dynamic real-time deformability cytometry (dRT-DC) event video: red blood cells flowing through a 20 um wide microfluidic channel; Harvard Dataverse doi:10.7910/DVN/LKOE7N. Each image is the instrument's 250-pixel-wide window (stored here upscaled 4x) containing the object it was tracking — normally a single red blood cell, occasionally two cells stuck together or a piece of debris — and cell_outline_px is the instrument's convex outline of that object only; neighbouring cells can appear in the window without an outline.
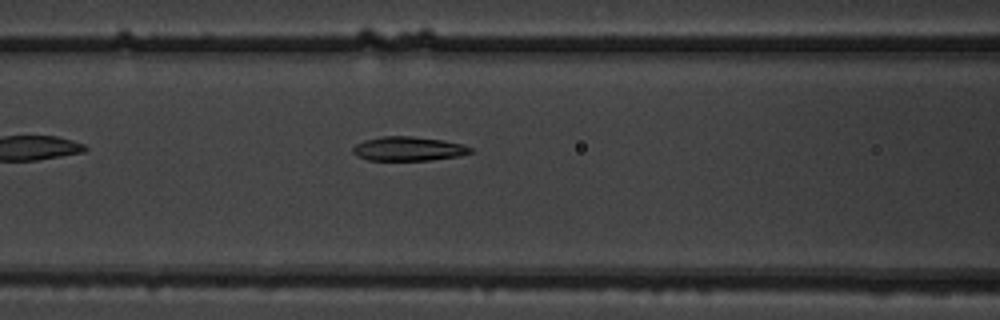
{"species": "common noctule bat (a hibernating species)", "species_latin": "Nyctalus noctula", "temperature_condition": "warm", "stored_images_in_passage": 38, "camera_frame_rate_fps": 3000, "um_per_image_px": 0.085, "animal": {"sex": "male", "body_mass_g": 19.5, "forearm_length_mm": 54.6}, "frame": {"image": 1, "passage_image": 7, "time_ms": 2.0, "image_size_px": [1000, 320], "cell_outline_px": [[472, 152], [460, 156], [428, 160], [368, 160], [356, 156], [352, 152], [352, 148], [356, 144], [364, 140], [380, 136], [412, 136], [444, 140], [460, 144], [472, 148]], "centroid_in_image_um": [34.68, 12.64], "position_along_channel_um": 131.9, "area_um2": 16.59}}
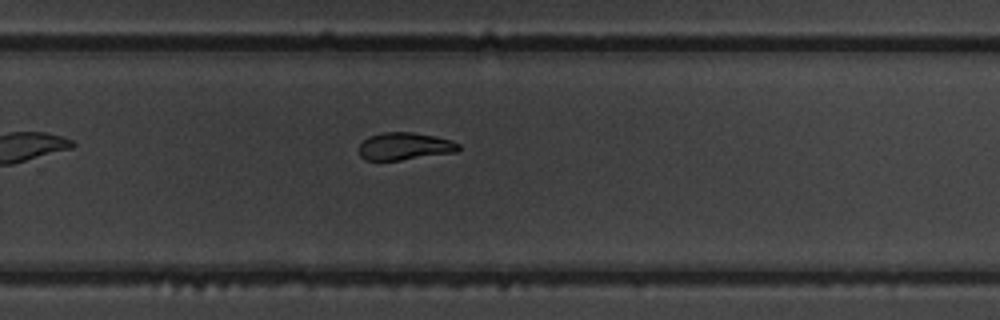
{"frame": {"image": 2, "passage_image": 20, "time_ms": 6.333, "image_size_px": [1000, 320], "cell_outline_px": [[460, 148], [456, 152], [400, 160], [364, 160], [360, 156], [360, 144], [368, 136], [380, 132], [412, 132], [452, 140], [460, 144]], "centroid_in_image_um": [34.38, 12.43], "position_along_channel_um": 295.4, "area_um2": 15.9}}
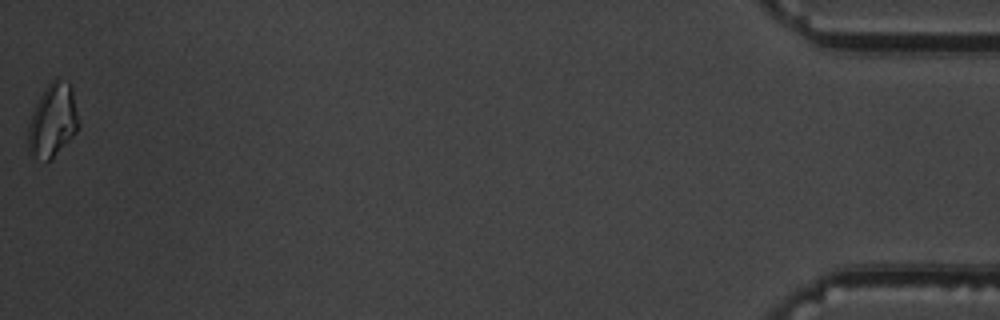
{"frame": {"image": 3, "passage_image": 38, "time_ms": 12.333, "image_size_px": [1000, 320], "cell_outline_px": [[80, 124], [76, 132], [48, 160], [36, 156], [28, 152], [28, 124], [32, 112], [44, 88], [52, 80], [68, 80], [72, 84]], "centroid_in_image_um": [4.5, 10.16], "position_along_channel_um": 430.7, "area_um2": 21.27}, "authors_computed_cell_mechanics": {"area_um2": 17.1666, "velocity_mm_per_s": 3.7902, "shape_relaxation_time_tau1_ms": 4.172, "shape_relaxation_time_tau2_ms": 2.6199, "deformation_change_tau1": 0.194, "deformation_change_tau2": 0.1066}}